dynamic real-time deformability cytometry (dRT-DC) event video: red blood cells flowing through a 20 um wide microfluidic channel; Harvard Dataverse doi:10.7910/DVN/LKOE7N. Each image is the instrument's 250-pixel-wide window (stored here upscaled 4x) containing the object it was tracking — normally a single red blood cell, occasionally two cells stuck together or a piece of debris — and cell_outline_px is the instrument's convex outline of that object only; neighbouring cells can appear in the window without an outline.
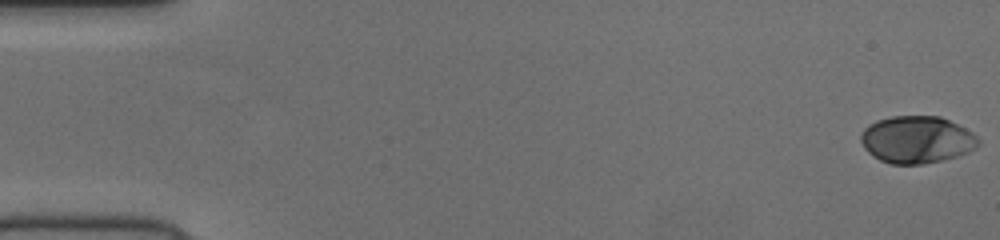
{"species": "human", "species_latin": "Homo sapiens", "temperature_condition": "cold", "stored_images_in_passage": 53, "camera_frame_rate_fps": 3000, "um_per_image_px": 0.085, "donor": {"sex": "female"}, "frame": {"image": 1, "passage_image": 1, "time_ms": 0.0, "image_size_px": [1000, 240], "cell_outline_px": [[980, 144], [976, 148], [968, 152], [956, 156], [924, 164], [888, 164], [872, 156], [864, 148], [860, 140], [860, 136], [864, 128], [868, 124], [876, 120], [892, 116], [940, 116], [972, 132], [980, 140]], "centroid_in_image_um": [77.9, 11.87], "position_along_channel_um": 7.1, "area_um2": 32.43}}
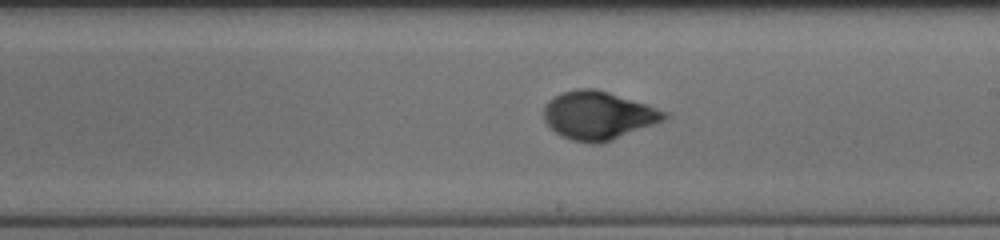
{"frame": {"image": 2, "passage_image": 31, "time_ms": 10.0, "image_size_px": [1000, 240], "cell_outline_px": [[668, 116], [664, 120], [612, 140], [600, 144], [592, 144], [572, 140], [560, 136], [544, 120], [544, 104], [548, 100], [564, 92], [576, 88], [596, 88], [668, 112]], "centroid_in_image_um": [50.82, 9.82], "position_along_channel_um": 238.2, "area_um2": 33.58}}
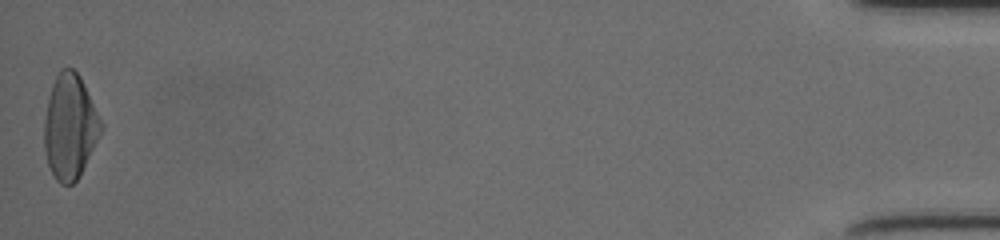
{"frame": {"image": 3, "passage_image": 53, "time_ms": 17.333, "image_size_px": [1000, 240], "cell_outline_px": [[104, 128], [76, 180], [72, 184], [60, 184], [56, 180], [48, 164], [44, 148], [44, 120], [48, 100], [52, 84], [60, 68], [72, 68], [80, 76], [104, 124]], "centroid_in_image_um": [5.95, 10.74], "position_along_channel_um": 429.3, "area_um2": 34.45}}